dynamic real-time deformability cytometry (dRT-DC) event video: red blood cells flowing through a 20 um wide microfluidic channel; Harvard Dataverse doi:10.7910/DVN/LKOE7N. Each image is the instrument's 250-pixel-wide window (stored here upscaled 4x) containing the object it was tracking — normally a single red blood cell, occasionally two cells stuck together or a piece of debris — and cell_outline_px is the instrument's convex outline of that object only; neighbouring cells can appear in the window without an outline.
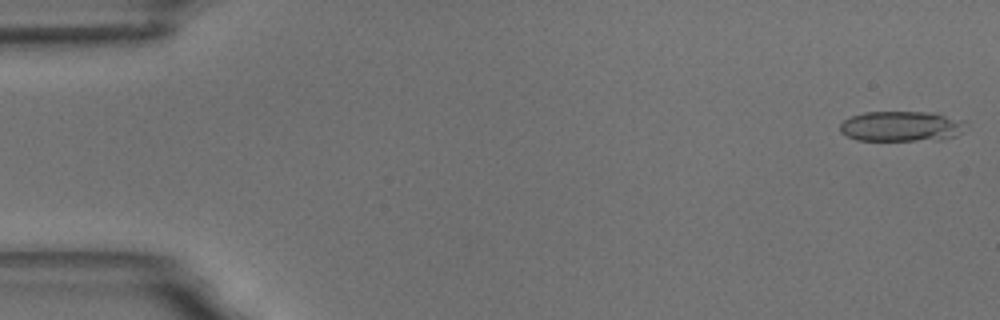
{"species": "common noctule bat (a hibernating species)", "species_latin": "Nyctalus noctula", "temperature_condition": "room temperature", "stored_images_in_passage": 16, "camera_frame_rate_fps": 3000, "um_per_image_px": 0.085, "animal": {"sex": "male", "body_mass_g": 18.8}, "frame": {"image": 1, "passage_image": 1, "time_ms": 0.0, "image_size_px": [1000, 320], "cell_outline_px": [[968, 120], [960, 132], [956, 136], [936, 140], [856, 140], [840, 132], [840, 124], [844, 120], [852, 116], [864, 112], [936, 112]], "centroid_in_image_um": [76.66, 10.72], "position_along_channel_um": 8.3, "area_um2": 22.43}}
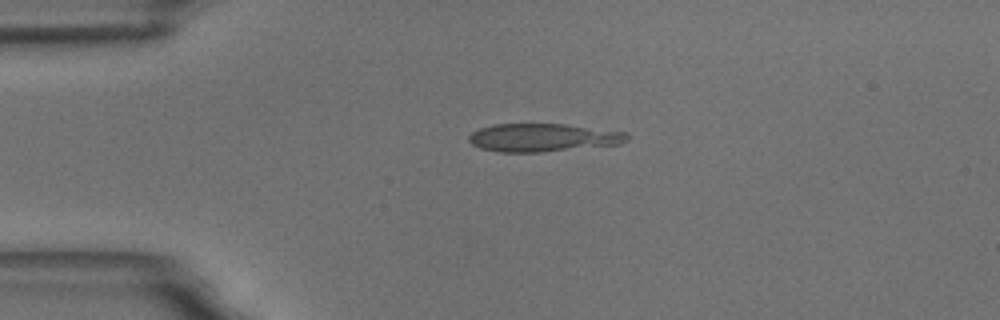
{"frame": {"image": 2, "passage_image": 13, "time_ms": 4.0, "image_size_px": [1000, 320], "cell_outline_px": [[628, 136], [620, 144], [544, 152], [500, 152], [480, 148], [472, 144], [468, 140], [468, 136], [472, 132], [480, 128], [496, 124], [564, 124], [628, 132]], "centroid_in_image_um": [46.13, 11.7], "position_along_channel_um": 38.9, "area_um2": 25.84}}